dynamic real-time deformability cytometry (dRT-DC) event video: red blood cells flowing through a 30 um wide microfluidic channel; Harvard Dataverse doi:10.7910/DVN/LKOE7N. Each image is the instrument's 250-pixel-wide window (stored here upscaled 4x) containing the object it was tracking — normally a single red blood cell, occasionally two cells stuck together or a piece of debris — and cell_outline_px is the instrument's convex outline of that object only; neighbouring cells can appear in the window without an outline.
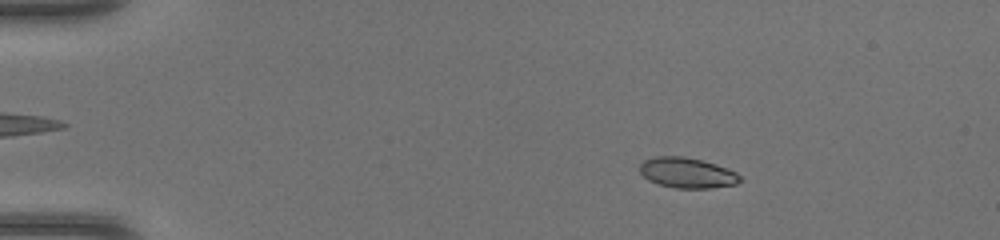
{"species": "common noctule bat (a hibernating species)", "species_latin": "Nyctalus noctula", "temperature_condition": "warm", "stored_images_in_passage": 47, "camera_frame_rate_fps": 3000, "um_per_image_px": 0.085, "animal": {"sex": "female", "body_mass_g": 17.0, "forearm_length_mm": 48.0}, "frame": {"image": 1, "passage_image": 8, "time_ms": 2.333, "image_size_px": [1000, 240], "cell_outline_px": [[744, 180], [736, 184], [712, 188], [676, 188], [660, 184], [648, 180], [640, 172], [640, 164], [644, 160], [656, 156], [684, 156], [716, 164], [728, 168], [736, 172]], "centroid_in_image_um": [58.44, 14.69], "position_along_channel_um": 26.6, "area_um2": 17.8}}
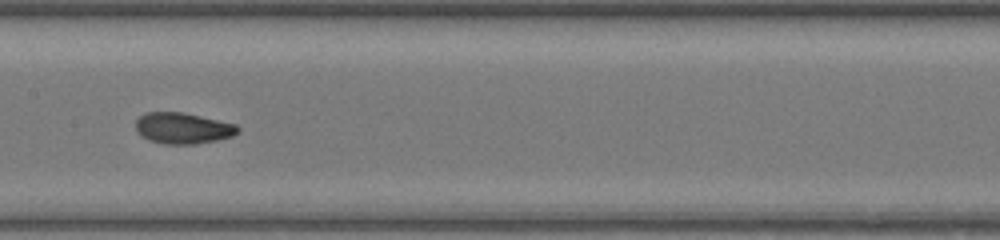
{"frame": {"image": 2, "passage_image": 25, "time_ms": 8.0, "image_size_px": [1000, 240], "cell_outline_px": [[240, 132], [232, 136], [216, 140], [196, 144], [164, 144], [148, 140], [140, 136], [136, 132], [136, 120], [144, 112], [180, 112], [200, 116], [236, 124], [240, 128]], "centroid_in_image_um": [15.52, 10.9], "position_along_channel_um": 191.9, "area_um2": 18.61}}
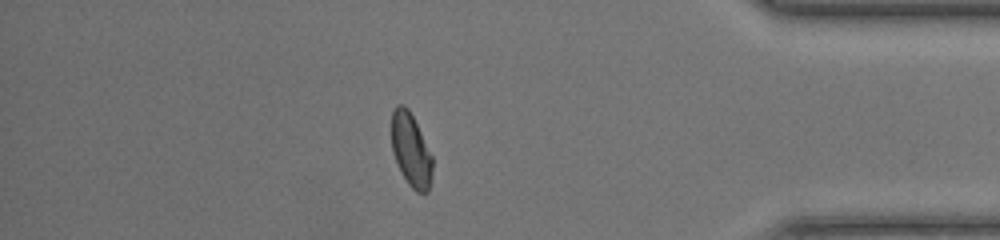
{"frame": {"image": 3, "passage_image": 41, "time_ms": 13.333, "image_size_px": [1000, 240], "cell_outline_px": [[432, 176], [428, 192], [416, 192], [408, 184], [392, 152], [392, 112], [396, 104], [404, 104], [408, 108], [432, 156]], "centroid_in_image_um": [34.93, 12.75], "position_along_channel_um": 400.3, "area_um2": 17.17}}